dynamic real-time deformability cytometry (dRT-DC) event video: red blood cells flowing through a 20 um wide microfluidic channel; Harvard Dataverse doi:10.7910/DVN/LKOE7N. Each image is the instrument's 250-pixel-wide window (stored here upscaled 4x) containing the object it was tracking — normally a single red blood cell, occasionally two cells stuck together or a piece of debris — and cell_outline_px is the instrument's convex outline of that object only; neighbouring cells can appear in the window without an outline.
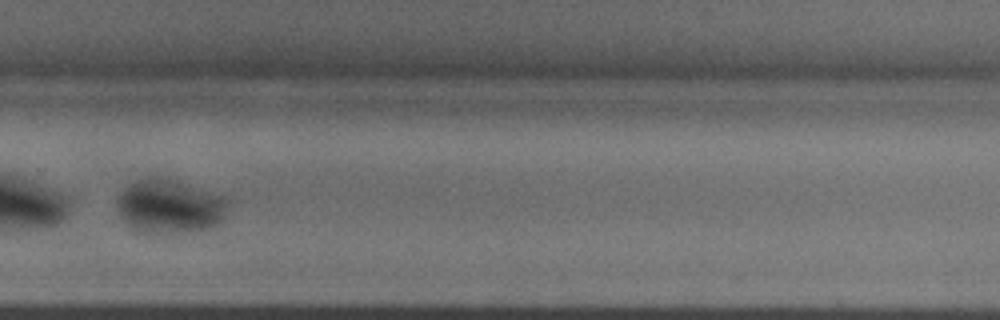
{"species": "common noctule bat (a hibernating species)", "species_latin": "Nyctalus noctula", "temperature_condition": "warm", "stored_images_in_passage": 45, "camera_frame_rate_fps": 3000, "um_per_image_px": 0.085, "animal": {"sex": "male", "body_mass_g": 18.8}, "frame": {"image": 1, "passage_image": 30, "time_ms": 9.667, "image_size_px": [1000, 320], "cell_outline_px": [[228, 204], [224, 216], [216, 224], [204, 228], [172, 232], [156, 232], [140, 228], [132, 224], [120, 212], [116, 204], [116, 200], [120, 192], [124, 188], [136, 180], [148, 176], [152, 176], [168, 180], [224, 196], [228, 200]], "centroid_in_image_um": [14.42, 17.49], "position_along_channel_um": 315.4, "area_um2": 32.95}}